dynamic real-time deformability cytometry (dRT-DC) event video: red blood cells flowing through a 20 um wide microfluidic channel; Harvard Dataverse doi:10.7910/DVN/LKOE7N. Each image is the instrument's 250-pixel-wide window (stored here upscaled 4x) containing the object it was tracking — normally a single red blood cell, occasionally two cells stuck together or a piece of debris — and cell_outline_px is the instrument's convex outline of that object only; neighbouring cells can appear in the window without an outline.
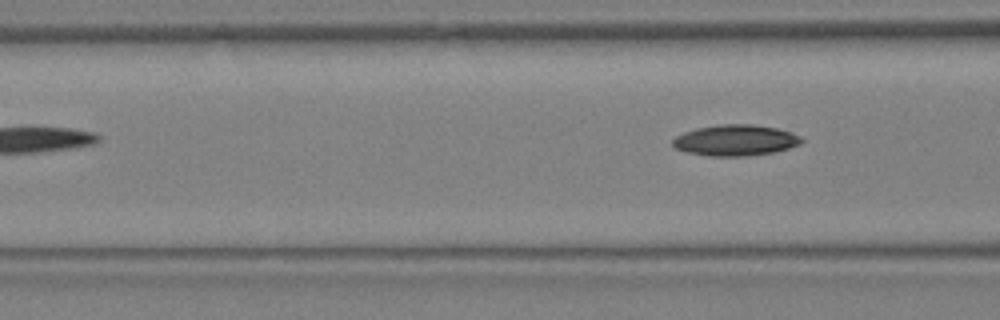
{"species": "Egyptian fruit bat (a non-hibernating species)", "species_latin": "Rousettus aegyptiacus", "temperature_condition": "warm", "stored_images_in_passage": 9, "segment_of_instrument_passage": [2, 2], "camera_frame_rate_fps": 3000, "um_per_image_px": 0.085, "animal": {"sex": "female"}, "frame": {"image": 1, "passage_image": 9, "time_ms": 2.667, "image_size_px": [1000, 320], "cell_outline_px": [[804, 140], [800, 144], [788, 148], [772, 152], [748, 156], [708, 156], [688, 152], [676, 148], [672, 144], [672, 140], [676, 136], [684, 132], [696, 128], [720, 124], [752, 124], [776, 128], [792, 132], [800, 136]], "centroid_in_image_um": [62.51, 11.92], "position_along_channel_um": 104.1, "area_um2": 23.24}}